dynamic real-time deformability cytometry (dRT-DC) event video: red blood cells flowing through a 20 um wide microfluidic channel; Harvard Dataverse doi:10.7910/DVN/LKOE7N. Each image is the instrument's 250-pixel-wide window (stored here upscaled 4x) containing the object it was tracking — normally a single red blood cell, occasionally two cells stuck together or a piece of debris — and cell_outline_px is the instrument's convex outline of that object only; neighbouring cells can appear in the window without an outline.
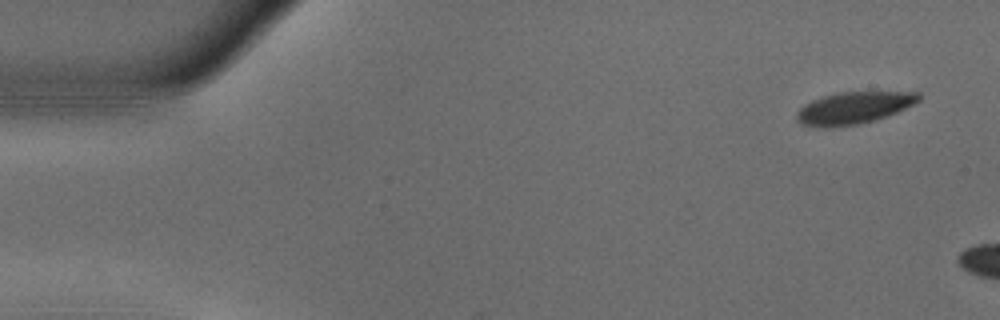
{"species": "common noctule bat (a hibernating species)", "species_latin": "Nyctalus noctula", "temperature_condition": "warm", "stored_images_in_passage": 7, "camera_frame_rate_fps": 3000, "um_per_image_px": 0.085, "animal": {"sex": "male", "body_mass_g": 18.8}, "frame": {"image": 1, "passage_image": 1, "time_ms": 0.0, "image_size_px": [1000, 320], "cell_outline_px": [[920, 100], [896, 112], [872, 120], [856, 124], [824, 128], [804, 124], [796, 120], [796, 112], [804, 104], [812, 100], [824, 96], [840, 92], [920, 92]], "centroid_in_image_um": [72.53, 9.16], "position_along_channel_um": 12.5, "area_um2": 22.31}}